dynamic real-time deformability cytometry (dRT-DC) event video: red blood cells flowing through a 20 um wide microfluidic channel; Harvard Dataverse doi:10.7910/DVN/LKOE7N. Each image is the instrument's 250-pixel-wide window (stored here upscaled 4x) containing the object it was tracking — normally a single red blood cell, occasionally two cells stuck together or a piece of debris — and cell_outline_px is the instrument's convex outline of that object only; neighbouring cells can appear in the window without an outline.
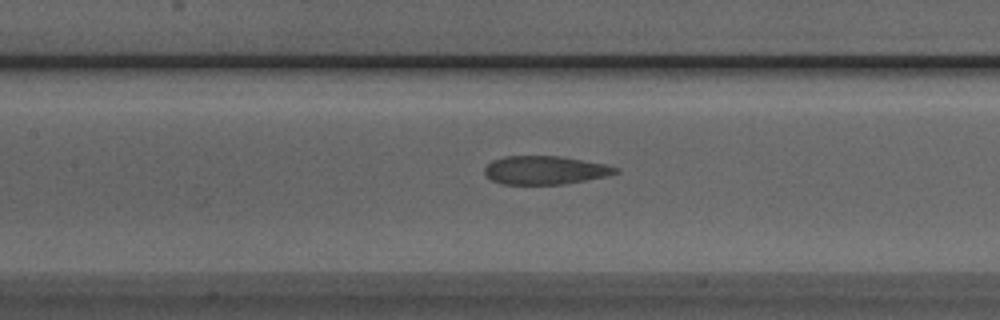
{"species": "Egyptian fruit bat (a non-hibernating species)", "species_latin": "Rousettus aegyptiacus", "temperature_condition": "room temperature", "stored_images_in_passage": 38, "camera_frame_rate_fps": 3000, "um_per_image_px": 0.085, "animal": {"sex": "male"}, "frame": {"image": 1, "passage_image": 10, "time_ms": 3.0, "image_size_px": [1000, 320], "cell_outline_px": [[620, 172], [604, 176], [564, 184], [504, 184], [492, 180], [484, 176], [484, 168], [492, 160], [504, 156], [560, 156], [604, 164], [620, 168]], "centroid_in_image_um": [46.29, 14.46], "position_along_channel_um": 161.1, "area_um2": 21.62}}
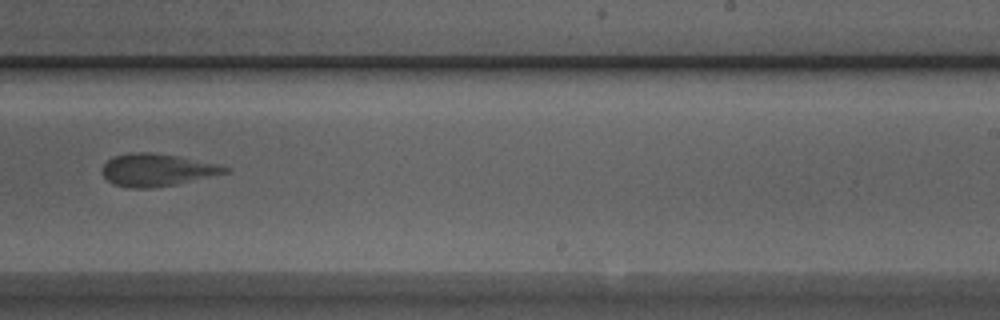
{"frame": {"image": 2, "passage_image": 19, "time_ms": 6.0, "image_size_px": [1000, 320], "cell_outline_px": [[232, 172], [176, 184], [152, 188], [128, 188], [112, 184], [104, 176], [104, 164], [112, 156], [128, 152], [148, 152], [176, 156], [220, 164], [232, 168]], "centroid_in_image_um": [13.39, 14.45], "position_along_channel_um": 275.6, "area_um2": 23.35}}
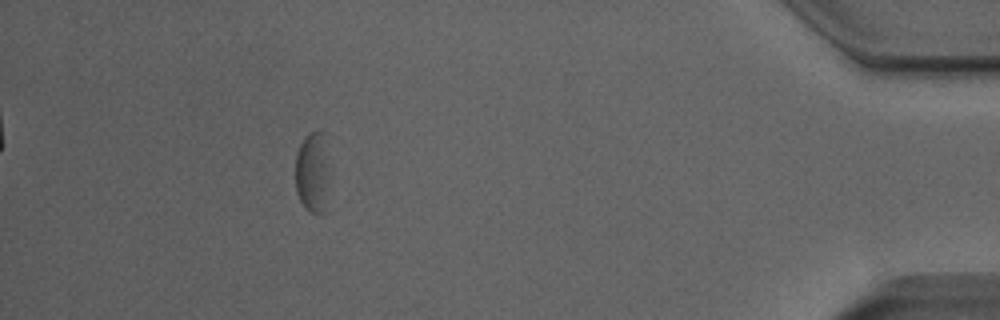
{"frame": {"image": 3, "passage_image": 34, "time_ms": 11.0, "image_size_px": [1000, 320], "cell_outline_px": [[328, 212], [308, 212], [304, 208], [296, 192], [296, 152], [304, 136], [308, 132], [328, 132]], "centroid_in_image_um": [26.61, 14.62], "position_along_channel_um": 408.6, "area_um2": 16.99}}